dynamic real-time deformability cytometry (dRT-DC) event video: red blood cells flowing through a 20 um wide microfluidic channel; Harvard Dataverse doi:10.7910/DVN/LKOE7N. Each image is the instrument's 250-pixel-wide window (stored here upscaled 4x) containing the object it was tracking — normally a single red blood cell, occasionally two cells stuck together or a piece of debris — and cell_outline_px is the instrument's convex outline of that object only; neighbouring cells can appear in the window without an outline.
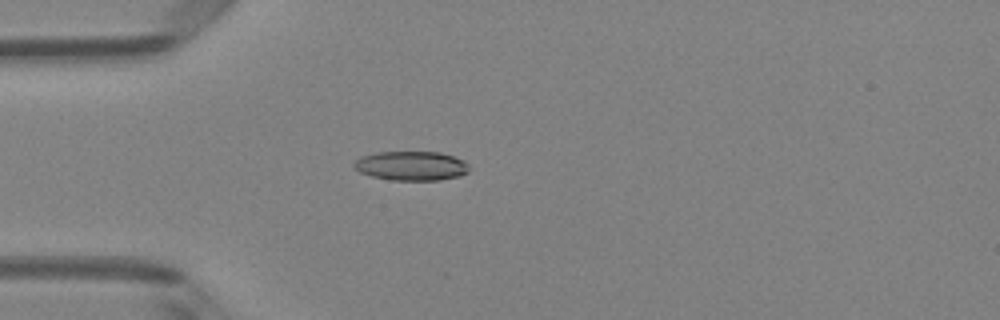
{"species": "Egyptian fruit bat (a non-hibernating species)", "species_latin": "Rousettus aegyptiacus", "temperature_condition": "room temperature", "stored_images_in_passage": 3, "camera_frame_rate_fps": 3000, "um_per_image_px": 0.085, "animal": {"sex": "female"}, "frame": {"image": 1, "passage_image": 3, "time_ms": 0.667, "image_size_px": [1000, 320], "cell_outline_px": [[468, 172], [460, 176], [440, 180], [392, 180], [372, 176], [360, 172], [352, 168], [352, 164], [360, 156], [376, 152], [440, 152], [464, 160], [468, 164]], "centroid_in_image_um": [34.93, 14.09], "position_along_channel_um": 50.1, "area_um2": 19.77}}